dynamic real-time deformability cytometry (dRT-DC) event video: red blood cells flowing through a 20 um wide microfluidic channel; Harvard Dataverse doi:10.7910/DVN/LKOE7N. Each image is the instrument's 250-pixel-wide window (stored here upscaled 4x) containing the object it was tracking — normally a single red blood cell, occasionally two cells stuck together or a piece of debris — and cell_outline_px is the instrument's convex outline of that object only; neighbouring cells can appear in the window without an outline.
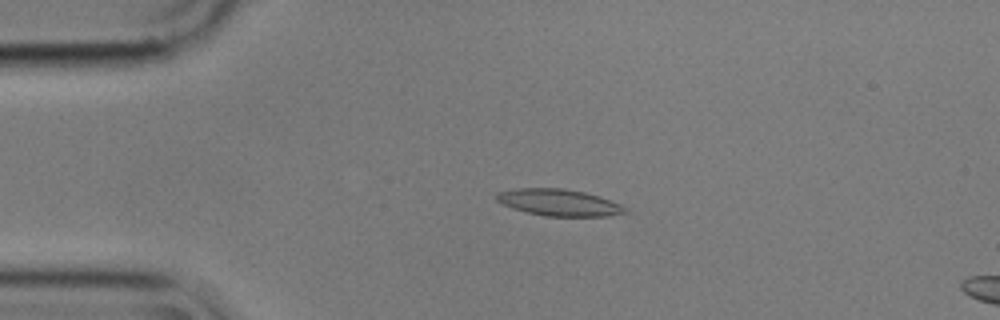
{"species": "common noctule bat (a hibernating species)", "species_latin": "Nyctalus noctula", "temperature_condition": "cold", "stored_images_in_passage": 19, "camera_frame_rate_fps": 3000, "um_per_image_px": 0.085, "animal": {"sex": "male", "body_mass_g": 17.9}, "frame": {"image": 1, "passage_image": 14, "time_ms": 4.333, "image_size_px": [1000, 320], "cell_outline_px": [[628, 212], [608, 216], [544, 216], [512, 208], [496, 200], [496, 192], [516, 188], [564, 188], [584, 192], [600, 196], [620, 204], [628, 208]], "centroid_in_image_um": [47.53, 17.21], "position_along_channel_um": 37.5, "area_um2": 20.06}}